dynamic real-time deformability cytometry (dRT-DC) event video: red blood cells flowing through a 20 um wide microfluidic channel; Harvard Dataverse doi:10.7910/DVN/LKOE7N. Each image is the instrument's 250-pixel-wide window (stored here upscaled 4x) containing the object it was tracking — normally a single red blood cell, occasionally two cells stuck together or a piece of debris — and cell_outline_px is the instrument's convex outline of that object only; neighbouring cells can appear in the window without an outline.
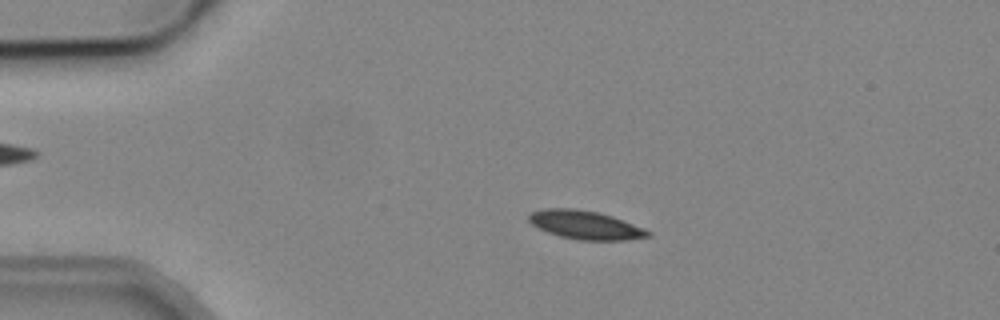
{"species": "common noctule bat (a hibernating species)", "species_latin": "Nyctalus noctula", "temperature_condition": "cold", "stored_images_in_passage": 4, "camera_frame_rate_fps": 3000, "um_per_image_px": 0.085, "animal": {"sex": "male", "body_mass_g": 19.2, "forearm_length_mm": 51.8}, "frame": {"image": 1, "passage_image": 3, "time_ms": 2.0, "image_size_px": [1000, 320], "cell_outline_px": [[652, 236], [628, 240], [576, 240], [560, 236], [548, 232], [532, 224], [528, 220], [528, 216], [532, 212], [544, 208], [572, 208], [596, 212], [612, 216], [644, 228], [652, 232]], "centroid_in_image_um": [49.78, 19.13], "position_along_channel_um": 35.2, "area_um2": 19.77}}